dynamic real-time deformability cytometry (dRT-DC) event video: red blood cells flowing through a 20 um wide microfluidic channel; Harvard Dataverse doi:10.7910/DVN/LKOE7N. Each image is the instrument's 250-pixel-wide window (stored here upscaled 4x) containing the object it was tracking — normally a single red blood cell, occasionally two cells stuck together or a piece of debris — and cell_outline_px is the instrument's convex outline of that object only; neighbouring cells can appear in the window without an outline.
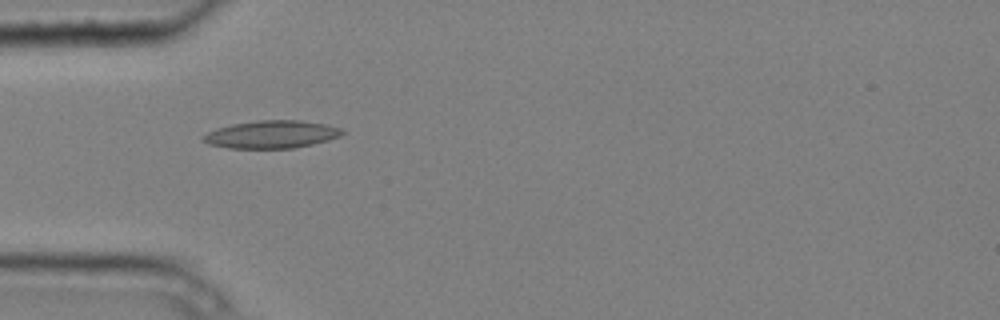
{"species": "common noctule bat (a hibernating species)", "species_latin": "Nyctalus noctula", "temperature_condition": "cold", "stored_images_in_passage": 9, "camera_frame_rate_fps": 3000, "um_per_image_px": 0.085, "animal": {"sex": "male", "body_mass_g": 20.4}, "frame": {"image": 1, "passage_image": 1, "time_ms": 0.0, "image_size_px": [1000, 320], "cell_outline_px": [[344, 132], [340, 136], [328, 140], [312, 144], [292, 148], [228, 148], [208, 144], [200, 136], [216, 128], [232, 124], [260, 120], [300, 120], [324, 124], [340, 128]], "centroid_in_image_um": [23.05, 11.42], "position_along_channel_um": 62.0, "area_um2": 22.31}}
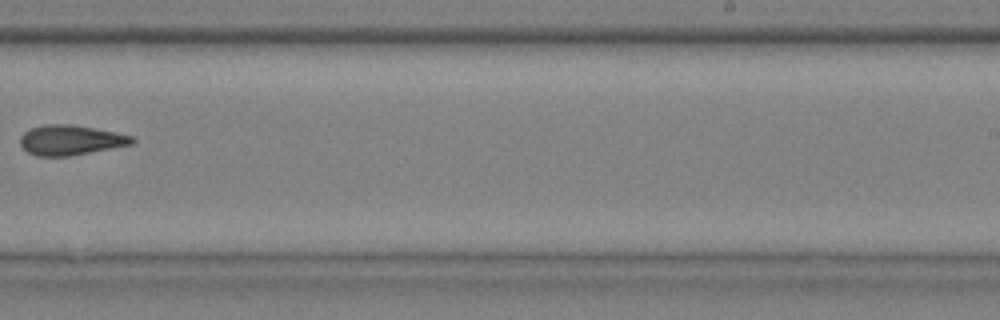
{"frame": {"image": 2, "passage_image": 6, "time_ms": 1.667, "image_size_px": [1000, 320], "cell_outline_px": [[136, 140], [132, 144], [68, 156], [36, 156], [28, 152], [20, 144], [20, 136], [24, 132], [32, 128], [44, 124], [68, 124], [116, 132], [136, 136]], "centroid_in_image_um": [6.01, 11.9], "position_along_channel_um": 283.0, "area_um2": 19.42}}
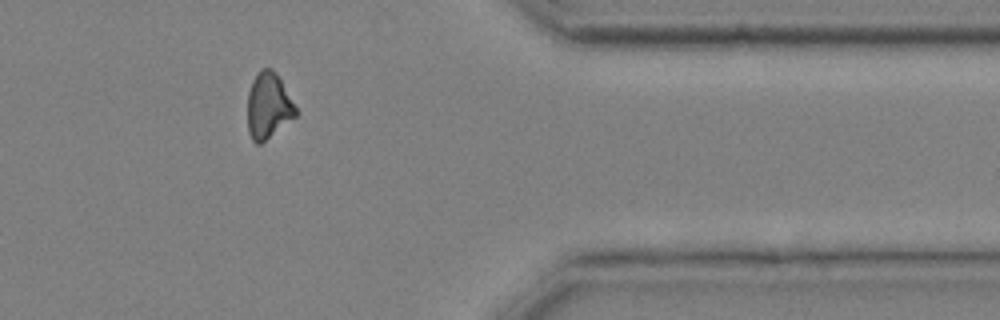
{"frame": {"image": 3, "passage_image": 9, "time_ms": 2.667, "image_size_px": [1000, 320], "cell_outline_px": [[296, 116], [260, 144], [256, 144], [252, 140], [248, 132], [248, 92], [252, 80], [256, 72], [260, 68], [272, 68], [276, 72], [296, 108]], "centroid_in_image_um": [22.78, 8.97], "position_along_channel_um": 388.6, "area_um2": 18.38}}